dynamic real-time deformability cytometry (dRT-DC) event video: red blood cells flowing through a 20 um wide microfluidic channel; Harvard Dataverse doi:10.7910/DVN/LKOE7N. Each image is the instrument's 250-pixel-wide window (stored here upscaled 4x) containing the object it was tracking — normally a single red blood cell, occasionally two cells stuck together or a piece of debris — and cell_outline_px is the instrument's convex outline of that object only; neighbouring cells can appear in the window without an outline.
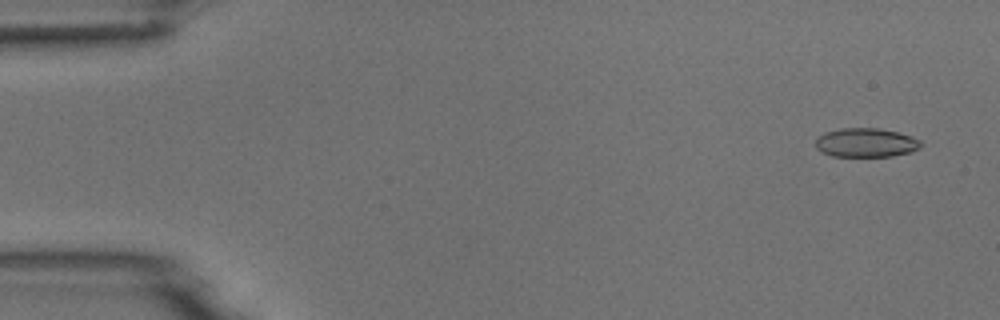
{"species": "common noctule bat (a hibernating species)", "species_latin": "Nyctalus noctula", "temperature_condition": "room temperature", "stored_images_in_passage": 5, "camera_frame_rate_fps": 3000, "um_per_image_px": 0.085, "animal": {"sex": "male", "body_mass_g": 18.8}, "frame": {"image": 1, "passage_image": 1, "time_ms": 0.0, "image_size_px": [1000, 320], "cell_outline_px": [[924, 144], [920, 148], [912, 152], [892, 156], [832, 156], [820, 152], [816, 148], [816, 136], [824, 132], [840, 128], [880, 128], [912, 136], [920, 140]], "centroid_in_image_um": [73.6, 12.12], "position_along_channel_um": 11.4, "area_um2": 18.09}}
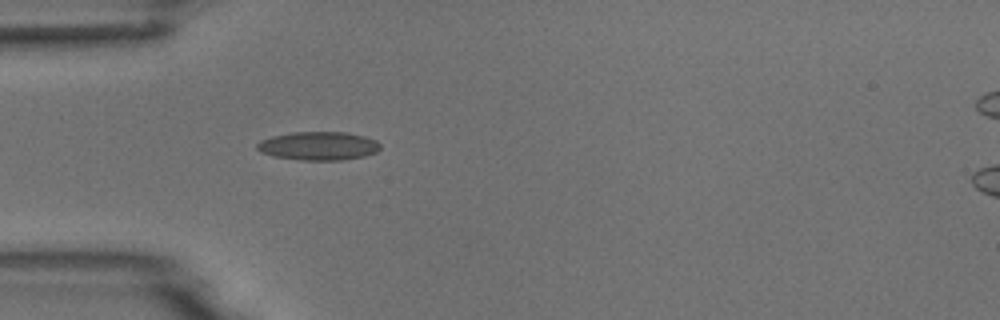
{"frame": {"image": 2, "passage_image": 5, "time_ms": 4.333, "image_size_px": [1000, 320], "cell_outline_px": [[380, 148], [376, 152], [364, 156], [340, 160], [300, 160], [272, 156], [260, 152], [256, 148], [256, 144], [260, 140], [272, 136], [292, 132], [344, 132], [364, 136], [376, 140], [380, 144]], "centroid_in_image_um": [27.04, 12.4], "position_along_channel_um": 58.0, "area_um2": 20.52}}